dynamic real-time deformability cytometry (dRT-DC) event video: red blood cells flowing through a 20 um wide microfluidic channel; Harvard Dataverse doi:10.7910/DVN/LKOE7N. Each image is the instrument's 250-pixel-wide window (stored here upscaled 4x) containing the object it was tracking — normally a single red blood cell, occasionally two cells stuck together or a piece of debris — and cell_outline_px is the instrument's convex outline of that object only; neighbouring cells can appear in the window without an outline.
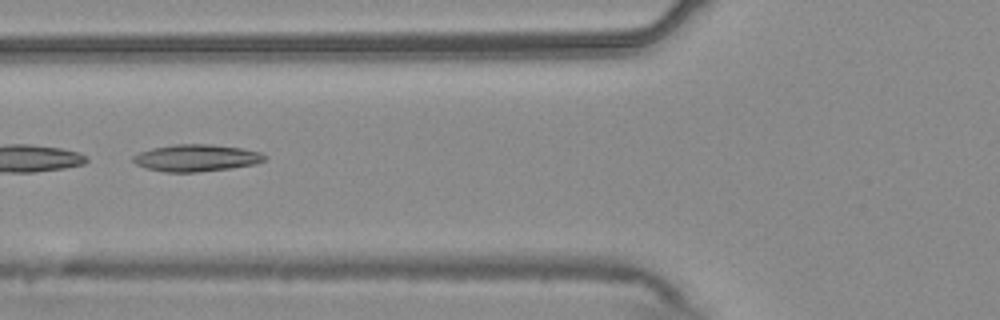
{"species": "common noctule bat (a hibernating species)", "species_latin": "Nyctalus noctula", "temperature_condition": "warm", "stored_images_in_passage": 11, "camera_frame_rate_fps": 3000, "um_per_image_px": 0.085, "animal": {"sex": "male", "body_mass_g": 20.4}, "frame": {"image": 1, "passage_image": 8, "time_ms": 2.333, "image_size_px": [1000, 320], "cell_outline_px": [[268, 156], [264, 160], [256, 164], [228, 168], [196, 172], [164, 172], [144, 168], [136, 164], [132, 160], [132, 156], [140, 152], [152, 148], [172, 144], [212, 144], [240, 148], [260, 152]], "centroid_in_image_um": [16.65, 13.42], "position_along_channel_um": 109.1, "area_um2": 20.69}}